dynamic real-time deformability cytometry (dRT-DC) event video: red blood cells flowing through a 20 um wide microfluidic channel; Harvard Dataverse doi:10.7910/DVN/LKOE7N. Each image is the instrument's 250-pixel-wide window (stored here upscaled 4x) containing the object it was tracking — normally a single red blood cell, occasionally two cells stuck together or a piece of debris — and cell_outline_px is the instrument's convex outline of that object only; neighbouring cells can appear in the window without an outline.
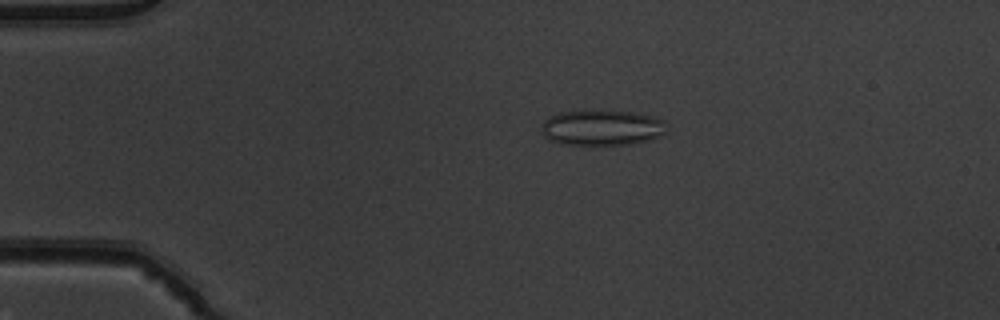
{"species": "common noctule bat (a hibernating species)", "species_latin": "Nyctalus noctula", "temperature_condition": "warm", "stored_images_in_passage": 43, "camera_frame_rate_fps": 3000, "um_per_image_px": 0.085, "animal": {"sex": "male", "body_mass_g": 19.5, "forearm_length_mm": 54.6}, "frame": {"image": 1, "passage_image": 2, "time_ms": 0.333, "image_size_px": [1000, 320], "cell_outline_px": [[664, 132], [660, 136], [648, 140], [628, 144], [564, 144], [548, 140], [544, 136], [540, 124], [548, 116], [560, 112], [592, 108], [632, 112], [652, 116], [664, 120]], "centroid_in_image_um": [51.09, 10.81], "position_along_channel_um": 33.9, "area_um2": 26.36}}
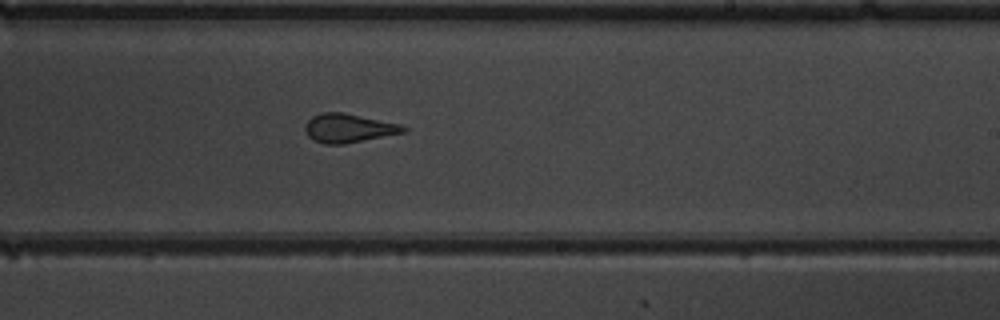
{"frame": {"image": 2, "passage_image": 23, "time_ms": 7.333, "image_size_px": [1000, 320], "cell_outline_px": [[408, 132], [344, 144], [324, 144], [312, 140], [308, 136], [304, 128], [304, 124], [312, 116], [320, 112], [344, 112], [400, 124], [408, 128]], "centroid_in_image_um": [29.62, 10.89], "position_along_channel_um": 259.4, "area_um2": 16.76}}
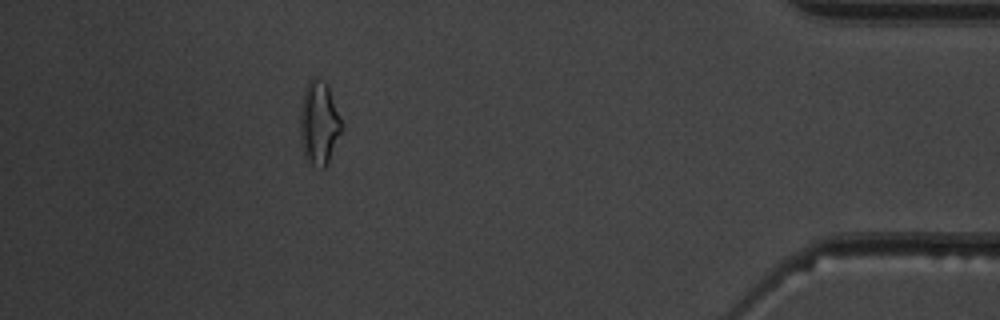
{"frame": {"image": 3, "passage_image": 38, "time_ms": 12.333, "image_size_px": [1000, 320], "cell_outline_px": [[344, 128], [328, 164], [324, 168], [320, 168], [312, 164], [304, 156], [300, 140], [300, 108], [304, 88], [308, 80], [312, 76], [316, 76], [328, 84], [344, 124]], "centroid_in_image_um": [27.14, 10.43], "position_along_channel_um": 408.1, "area_um2": 20.98}, "authors_computed_cell_mechanics": {"area_um2": 17.34, "velocity_mm_per_s": 3.9169, "shape_relaxation_time_tau1_ms": null, "shape_relaxation_time_tau2_ms": 0.9142, "deformation_change_tau1": null, "deformation_change_tau2": 0.1017}}